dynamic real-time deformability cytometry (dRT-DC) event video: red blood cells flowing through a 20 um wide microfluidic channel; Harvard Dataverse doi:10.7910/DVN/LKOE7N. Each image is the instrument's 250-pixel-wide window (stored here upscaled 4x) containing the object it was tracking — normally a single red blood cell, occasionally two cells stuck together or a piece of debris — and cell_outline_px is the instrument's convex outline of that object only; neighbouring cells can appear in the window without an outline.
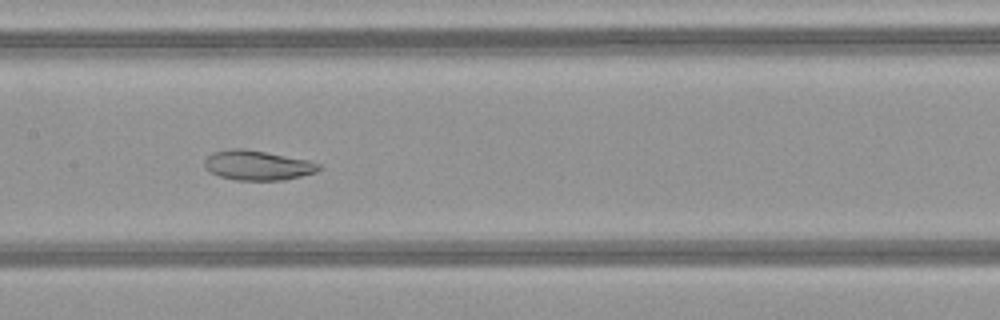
{"species": "common noctule bat (a hibernating species)", "species_latin": "Nyctalus noctula", "temperature_condition": "warm", "stored_images_in_passage": 50, "camera_frame_rate_fps": 3000, "um_per_image_px": 0.085, "animal": {"sex": "female", "body_mass_g": 21.9}, "frame": {"image": 1, "passage_image": 25, "time_ms": 8.0, "image_size_px": [1000, 320], "cell_outline_px": [[324, 168], [316, 172], [284, 180], [236, 180], [220, 176], [204, 168], [204, 160], [212, 152], [232, 148], [244, 148], [308, 160], [320, 164]], "centroid_in_image_um": [21.89, 14.05], "position_along_channel_um": 185.5, "area_um2": 19.83}}
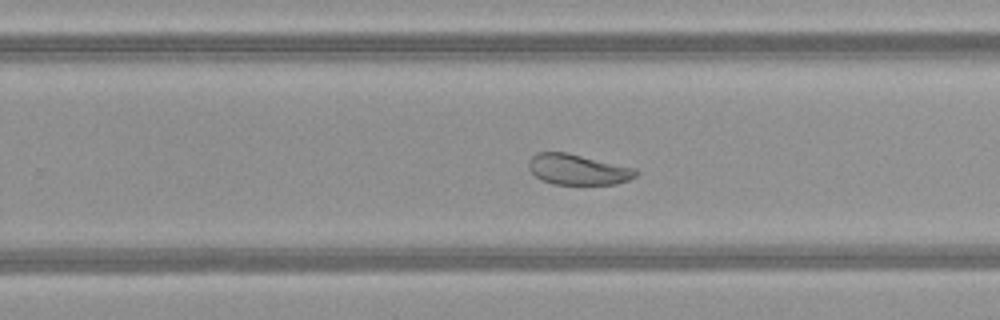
{"frame": {"image": 2, "passage_image": 32, "time_ms": 10.333, "image_size_px": [1000, 320], "cell_outline_px": [[640, 172], [636, 176], [628, 180], [616, 184], [552, 184], [536, 176], [528, 168], [528, 160], [536, 152], [564, 152], [636, 168]], "centroid_in_image_um": [49.12, 14.41], "position_along_channel_um": 280.7, "area_um2": 19.02}}
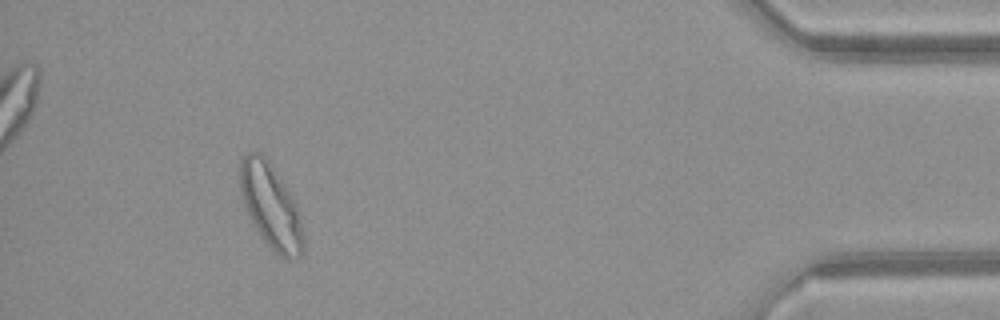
{"frame": {"image": 3, "passage_image": 46, "time_ms": 15.0, "image_size_px": [1000, 320], "cell_outline_px": [[304, 252], [300, 256], [288, 260], [280, 256], [268, 244], [256, 228], [248, 216], [240, 192], [240, 160], [248, 152], [260, 152], [268, 160], [292, 196], [296, 204], [300, 216], [304, 236]], "centroid_in_image_um": [23.03, 17.53], "position_along_channel_um": 412.2, "area_um2": 30.92}, "authors_computed_cell_mechanics": {"area_um2": 27.6284, "velocity_mm_per_s": 4.1042, "shape_relaxation_time_tau1_ms": null, "shape_relaxation_time_tau2_ms": 2.1939, "deformation_change_tau1": null, "deformation_change_tau2": 0.0786}}